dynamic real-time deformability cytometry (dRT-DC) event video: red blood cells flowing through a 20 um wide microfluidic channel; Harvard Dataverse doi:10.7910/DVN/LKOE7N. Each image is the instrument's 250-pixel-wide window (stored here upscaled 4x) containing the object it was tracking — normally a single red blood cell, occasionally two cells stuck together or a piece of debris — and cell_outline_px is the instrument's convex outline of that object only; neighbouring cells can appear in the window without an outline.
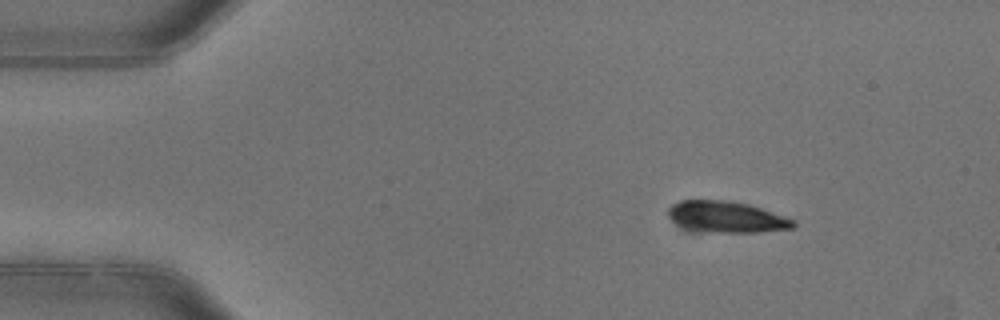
{"species": "common noctule bat (a hibernating species)", "species_latin": "Nyctalus noctula", "temperature_condition": "warm", "stored_images_in_passage": 3, "camera_frame_rate_fps": 3000, "um_per_image_px": 0.085, "animal": {"sex": "female"}, "frame": {"image": 1, "passage_image": 1, "time_ms": 0.0, "image_size_px": [1000, 320], "cell_outline_px": [[796, 224], [792, 228], [756, 232], [720, 232], [688, 228], [672, 220], [664, 212], [672, 204], [680, 200], [728, 200], [748, 204], [796, 220]], "centroid_in_image_um": [61.74, 18.42], "position_along_channel_um": 23.3, "area_um2": 22.48}}